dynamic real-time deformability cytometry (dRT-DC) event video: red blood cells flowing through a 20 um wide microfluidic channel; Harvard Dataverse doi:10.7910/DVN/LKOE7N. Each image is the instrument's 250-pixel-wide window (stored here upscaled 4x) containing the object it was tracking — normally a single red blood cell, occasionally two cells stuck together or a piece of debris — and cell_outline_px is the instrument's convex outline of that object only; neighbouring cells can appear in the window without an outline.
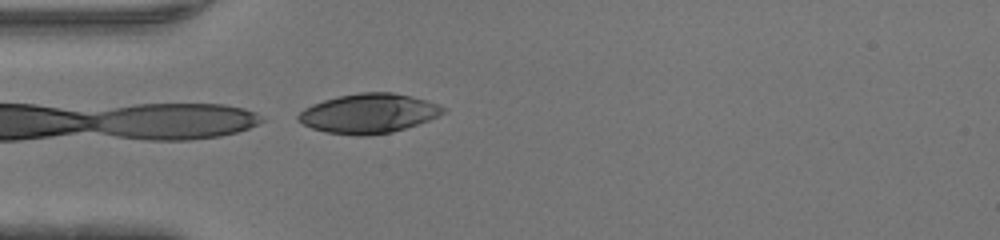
{"species": "human", "species_latin": "Homo sapiens", "temperature_condition": "warm", "stored_images_in_passage": 13, "camera_frame_rate_fps": 3000, "um_per_image_px": 0.085, "donor": {"sex": "male"}, "frame": {"image": 1, "passage_image": 13, "time_ms": 4.0, "image_size_px": [1000, 240], "cell_outline_px": [[448, 112], [440, 116], [392, 132], [368, 136], [356, 136], [324, 132], [312, 128], [296, 120], [296, 116], [304, 108], [312, 104], [324, 100], [340, 96], [360, 92], [392, 92], [440, 104], [448, 108]], "centroid_in_image_um": [31.35, 9.65], "position_along_channel_um": 53.7, "area_um2": 33.47}}